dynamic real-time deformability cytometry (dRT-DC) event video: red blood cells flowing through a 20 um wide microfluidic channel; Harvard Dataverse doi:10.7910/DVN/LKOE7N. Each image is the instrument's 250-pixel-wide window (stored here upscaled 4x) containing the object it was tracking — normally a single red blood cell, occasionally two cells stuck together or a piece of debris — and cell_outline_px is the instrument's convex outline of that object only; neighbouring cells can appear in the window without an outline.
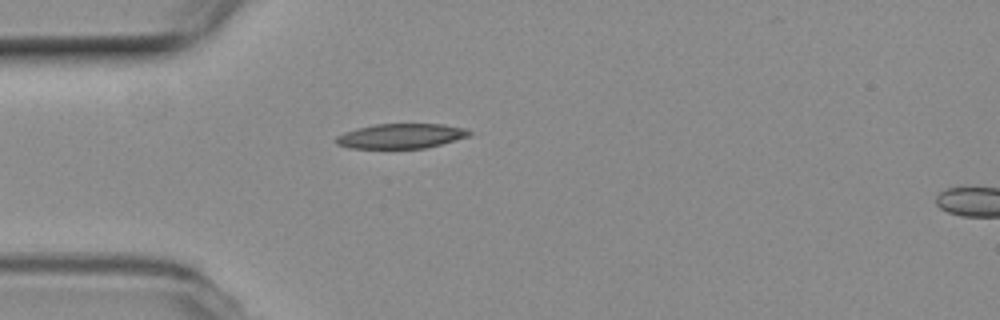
{"species": "common noctule bat (a hibernating species)", "species_latin": "Nyctalus noctula", "temperature_condition": "room temperature", "stored_images_in_passage": 14, "camera_frame_rate_fps": 3000, "um_per_image_px": 0.085, "animal": {"sex": "female", "body_mass_g": 19.3, "forearm_length_mm": 54.1}, "frame": {"image": 1, "passage_image": 1, "time_ms": 0.0, "image_size_px": [1000, 320], "cell_outline_px": [[472, 136], [424, 148], [348, 148], [336, 144], [332, 140], [336, 136], [344, 132], [356, 128], [376, 124], [444, 124], [468, 128], [472, 132]], "centroid_in_image_um": [34.09, 11.56], "position_along_channel_um": 50.9, "area_um2": 19.54}}
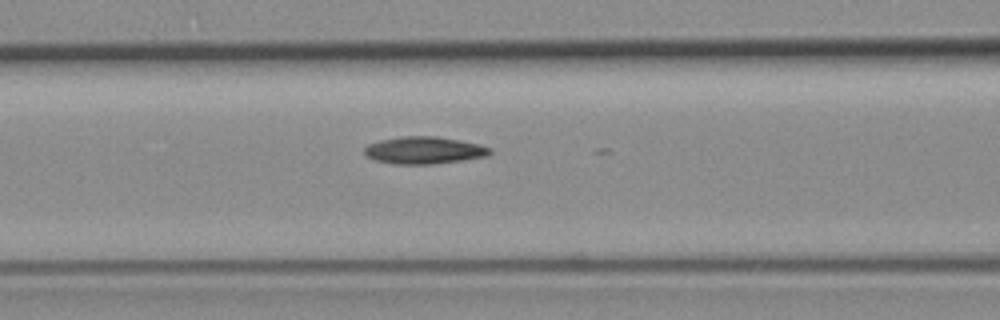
{"frame": {"image": 2, "passage_image": 8, "time_ms": 2.333, "image_size_px": [1000, 320], "cell_outline_px": [[492, 152], [488, 156], [464, 160], [432, 164], [396, 164], [376, 160], [368, 156], [364, 152], [364, 148], [368, 144], [380, 140], [400, 136], [436, 136], [480, 144], [492, 148]], "centroid_in_image_um": [36.08, 12.77], "position_along_channel_um": 130.5, "area_um2": 19.94}}
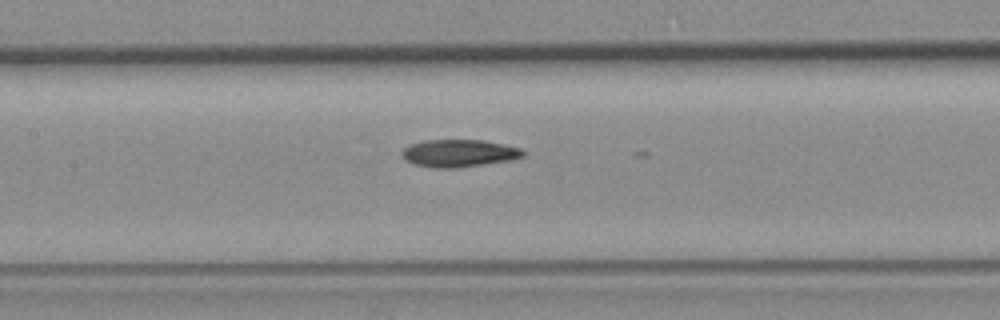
{"frame": {"image": 3, "passage_image": 11, "time_ms": 3.333, "image_size_px": [1000, 320], "cell_outline_px": [[524, 156], [512, 160], [456, 168], [436, 168], [412, 164], [404, 160], [400, 152], [404, 148], [412, 144], [424, 140], [480, 140], [520, 148], [524, 152]], "centroid_in_image_um": [38.96, 13.03], "position_along_channel_um": 168.4, "area_um2": 19.31}}